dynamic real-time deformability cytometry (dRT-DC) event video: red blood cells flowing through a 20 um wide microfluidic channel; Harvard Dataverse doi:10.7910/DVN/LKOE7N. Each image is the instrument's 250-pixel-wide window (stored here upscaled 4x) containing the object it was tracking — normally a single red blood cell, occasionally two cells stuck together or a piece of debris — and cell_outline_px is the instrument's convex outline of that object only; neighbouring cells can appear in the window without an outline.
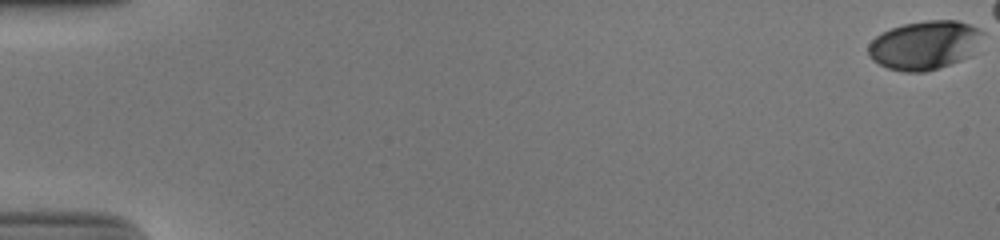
{"species": "human", "species_latin": "Homo sapiens", "temperature_condition": "cold", "stored_images_in_passage": 50, "camera_frame_rate_fps": 3000, "um_per_image_px": 0.085, "donor": {"sex": "male"}, "frame": {"image": 1, "passage_image": 1, "time_ms": 0.0, "image_size_px": [1000, 240], "cell_outline_px": [[984, 32], [972, 56], [924, 72], [904, 72], [888, 68], [872, 60], [868, 56], [868, 44], [876, 36], [892, 28], [904, 24], [924, 20], [956, 20], [984, 28]], "centroid_in_image_um": [78.62, 3.82], "position_along_channel_um": 6.4, "area_um2": 32.66}}
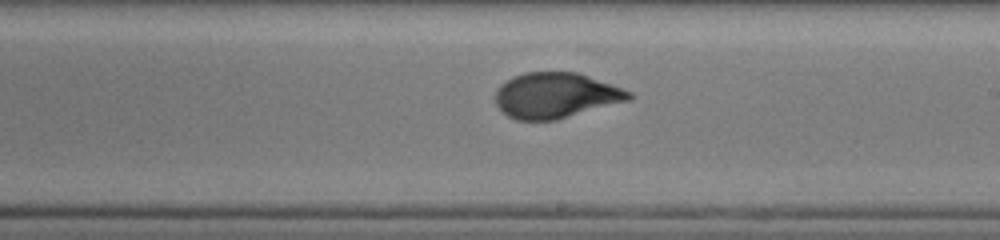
{"frame": {"image": 2, "passage_image": 34, "time_ms": 11.0, "image_size_px": [1000, 240], "cell_outline_px": [[636, 96], [632, 100], [556, 120], [516, 120], [508, 116], [496, 104], [496, 92], [500, 84], [512, 76], [524, 72], [576, 72], [588, 76], [632, 92]], "centroid_in_image_um": [47.26, 8.11], "position_along_channel_um": 241.7, "area_um2": 35.49}}
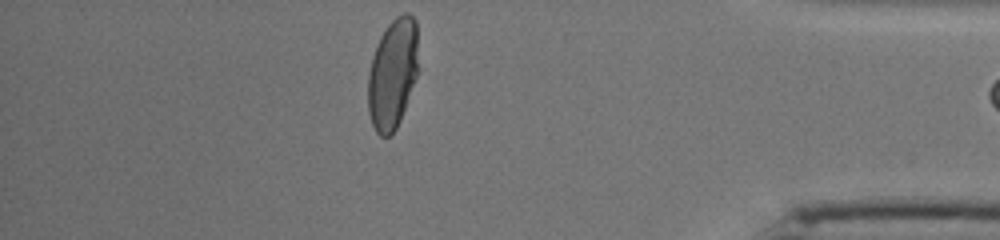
{"frame": {"image": 3, "passage_image": 49, "time_ms": 16.0, "image_size_px": [1000, 240], "cell_outline_px": [[420, 68], [400, 120], [396, 128], [388, 136], [380, 136], [376, 132], [372, 124], [368, 112], [368, 72], [372, 56], [376, 44], [380, 36], [388, 24], [396, 16], [404, 12], [408, 12], [416, 20]], "centroid_in_image_um": [33.39, 6.22], "position_along_channel_um": 401.8, "area_um2": 32.95}}